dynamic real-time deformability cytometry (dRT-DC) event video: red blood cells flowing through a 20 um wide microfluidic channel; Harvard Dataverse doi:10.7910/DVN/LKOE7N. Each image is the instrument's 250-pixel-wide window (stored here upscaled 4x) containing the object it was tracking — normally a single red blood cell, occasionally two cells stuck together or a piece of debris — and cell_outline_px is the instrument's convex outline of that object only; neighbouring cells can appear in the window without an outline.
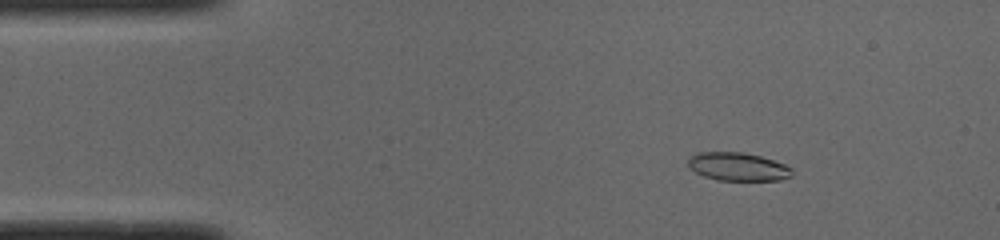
{"species": "common noctule bat (a hibernating species)", "species_latin": "Nyctalus noctula", "temperature_condition": "cold", "stored_images_in_passage": 48, "camera_frame_rate_fps": 3000, "um_per_image_px": 0.085, "animal": {"sex": "male", "body_mass_g": 19.0, "forearm_length_mm": 50.8}, "frame": {"image": 1, "passage_image": 5, "time_ms": 1.333, "image_size_px": [1000, 240], "cell_outline_px": [[792, 176], [780, 180], [716, 180], [704, 176], [696, 172], [688, 164], [688, 160], [696, 152], [744, 152], [760, 156], [784, 164], [792, 168]], "centroid_in_image_um": [62.73, 14.17], "position_along_channel_um": 22.3, "area_um2": 16.99}}
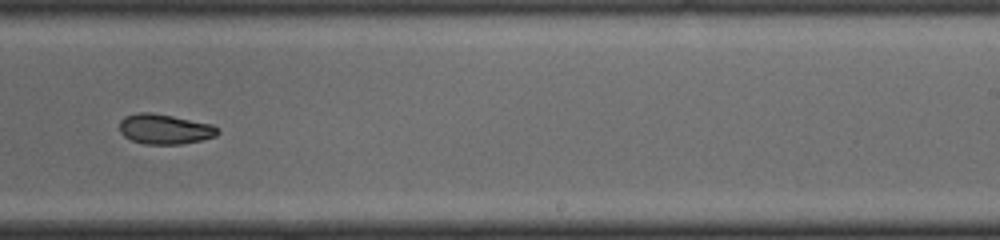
{"frame": {"image": 2, "passage_image": 29, "time_ms": 9.333, "image_size_px": [1000, 240], "cell_outline_px": [[220, 132], [216, 136], [204, 140], [180, 144], [144, 144], [132, 140], [124, 136], [120, 132], [120, 120], [124, 116], [140, 112], [148, 112], [172, 116], [212, 124], [220, 128]], "centroid_in_image_um": [14.03, 10.98], "position_along_channel_um": 275.0, "area_um2": 17.28}}
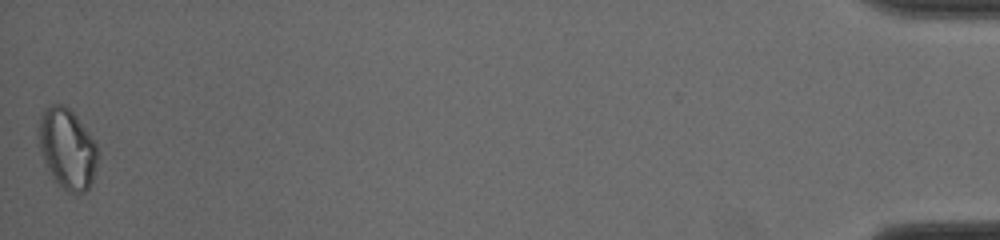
{"frame": {"image": 3, "passage_image": 48, "time_ms": 15.667, "image_size_px": [1000, 240], "cell_outline_px": [[100, 152], [92, 180], [88, 188], [84, 192], [72, 196], [52, 180], [44, 160], [40, 148], [40, 116], [52, 104], [64, 104], [76, 116], [88, 132], [96, 144]], "centroid_in_image_um": [5.75, 12.71], "position_along_channel_um": 429.5, "area_um2": 27.57}, "authors_computed_cell_mechanics": {"area_um2": 17.8891, "velocity_mm_per_s": 4.0013, "shape_relaxation_time_tau1_ms": null, "shape_relaxation_time_tau2_ms": 4.8527, "deformation_change_tau1": null, "deformation_change_tau2": 0.0924}}